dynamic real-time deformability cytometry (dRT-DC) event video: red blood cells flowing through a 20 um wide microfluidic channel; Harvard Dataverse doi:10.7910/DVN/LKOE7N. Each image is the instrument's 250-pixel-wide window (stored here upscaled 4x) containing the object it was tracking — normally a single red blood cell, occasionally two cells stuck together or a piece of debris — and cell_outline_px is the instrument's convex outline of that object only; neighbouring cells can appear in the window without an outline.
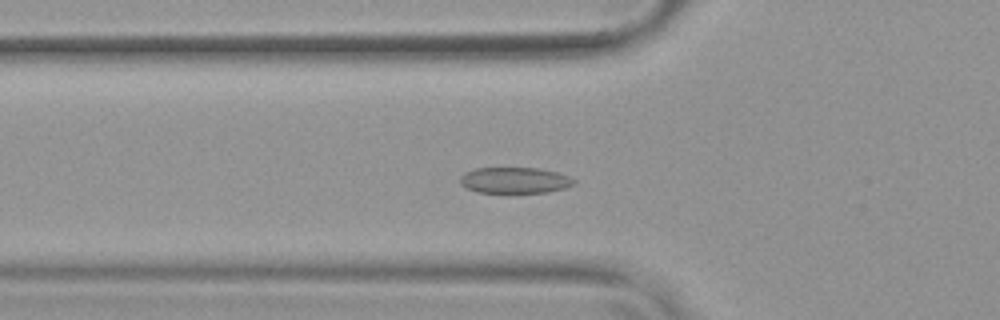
{"species": "common noctule bat (a hibernating species)", "species_latin": "Nyctalus noctula", "temperature_condition": "warm", "stored_images_in_passage": 53, "camera_frame_rate_fps": 3000, "um_per_image_px": 0.085, "animal": {"sex": "female", "body_mass_g": 19.9}, "frame": {"image": 1, "passage_image": 17, "time_ms": 5.333, "image_size_px": [1000, 320], "cell_outline_px": [[576, 184], [564, 188], [548, 192], [508, 196], [476, 192], [460, 184], [460, 176], [464, 172], [476, 168], [540, 168], [556, 172], [568, 176], [576, 180]], "centroid_in_image_um": [43.73, 15.38], "position_along_channel_um": 82.1, "area_um2": 18.26}}
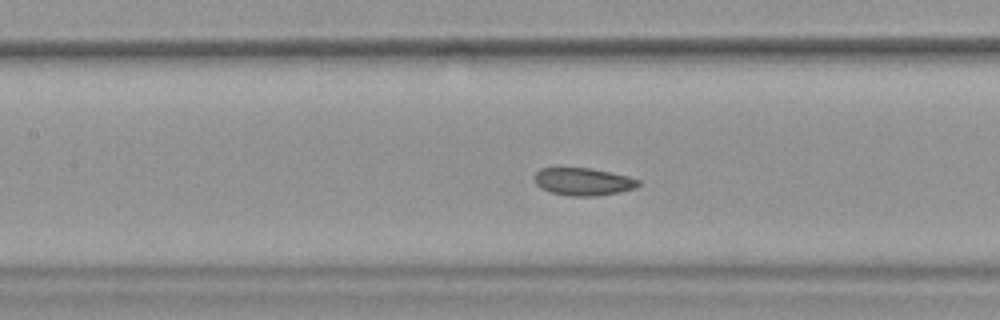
{"frame": {"image": 2, "passage_image": 23, "time_ms": 7.333, "image_size_px": [1000, 320], "cell_outline_px": [[640, 184], [636, 188], [620, 192], [596, 196], [572, 196], [552, 192], [540, 188], [536, 184], [532, 176], [540, 168], [592, 168], [612, 172], [628, 176], [640, 180]], "centroid_in_image_um": [49.58, 15.43], "position_along_channel_um": 157.8, "area_um2": 16.88}}
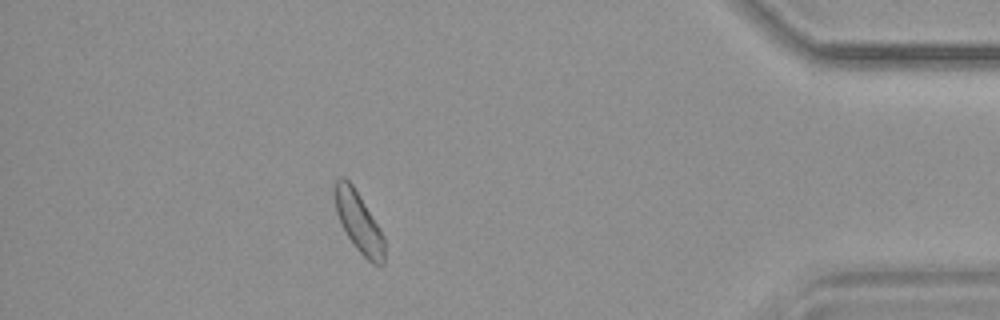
{"frame": {"image": 3, "passage_image": 46, "time_ms": 15.0, "image_size_px": [1000, 320], "cell_outline_px": [[384, 264], [372, 264], [356, 248], [348, 236], [336, 212], [336, 180], [340, 176], [344, 176], [352, 184], [380, 228], [384, 236]], "centroid_in_image_um": [30.52, 18.9], "position_along_channel_um": 404.7, "area_um2": 16.88}, "authors_computed_cell_mechanics": {"area_um2": 17.5134, "velocity_mm_per_s": 3.7844, "shape_relaxation_time_tau1_ms": 9.8498, "shape_relaxation_time_tau2_ms": 5.8639, "deformation_change_tau1": 0.154, "deformation_change_tau2": 0.0908}}